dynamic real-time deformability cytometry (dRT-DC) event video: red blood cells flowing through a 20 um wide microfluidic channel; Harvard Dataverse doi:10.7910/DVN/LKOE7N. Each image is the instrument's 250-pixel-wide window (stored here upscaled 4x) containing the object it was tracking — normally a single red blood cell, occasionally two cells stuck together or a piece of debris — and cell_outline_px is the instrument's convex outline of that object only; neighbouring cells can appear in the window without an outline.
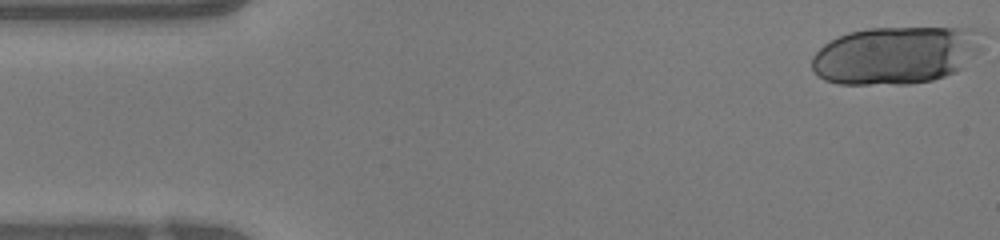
{"species": "human", "species_latin": "Homo sapiens", "temperature_condition": "warm", "stored_images_in_passage": 46, "camera_frame_rate_fps": 3000, "um_per_image_px": 0.085, "donor": {"sex": "female"}, "frame": {"image": 1, "passage_image": 1, "time_ms": 0.0, "image_size_px": [1000, 240], "cell_outline_px": [[984, 48], [980, 52], [956, 72], [932, 80], [908, 84], [840, 84], [824, 80], [812, 68], [812, 56], [824, 44], [848, 32], [868, 28], [972, 28], [984, 32]], "centroid_in_image_um": [76.21, 4.68], "position_along_channel_um": 8.8, "area_um2": 57.86}}
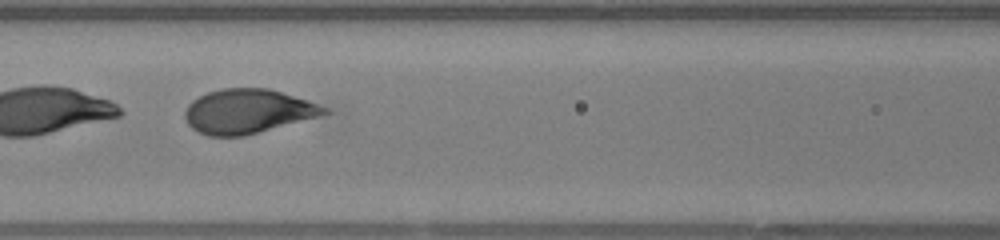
{"frame": {"image": 2, "passage_image": 20, "time_ms": 6.333, "image_size_px": [1000, 240], "cell_outline_px": [[332, 112], [244, 136], [208, 136], [192, 128], [188, 124], [184, 116], [184, 112], [188, 104], [192, 100], [208, 92], [224, 88], [268, 88], [308, 100], [328, 108]], "centroid_in_image_um": [21.04, 9.46], "position_along_channel_um": 145.6, "area_um2": 35.66}}
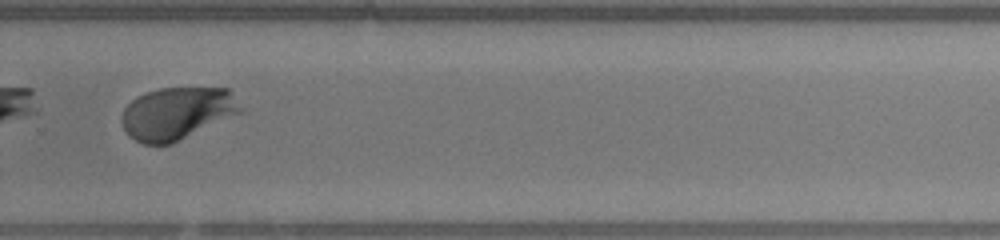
{"frame": {"image": 3, "passage_image": 32, "time_ms": 10.333, "image_size_px": [1000, 240], "cell_outline_px": [[244, 112], [172, 144], [144, 144], [128, 136], [120, 120], [124, 108], [136, 96], [160, 88], [228, 88], [244, 108]], "centroid_in_image_um": [15.08, 9.64], "position_along_channel_um": 314.7, "area_um2": 36.65}, "authors_computed_cell_mechanics": {"area_um2": 36.9631, "velocity_mm_per_s": 4.241, "shape_relaxation_time_tau1_ms": 2.6893, "shape_relaxation_time_tau2_ms": null, "deformation_change_tau1": 0.1663, "deformation_change_tau2": null}}